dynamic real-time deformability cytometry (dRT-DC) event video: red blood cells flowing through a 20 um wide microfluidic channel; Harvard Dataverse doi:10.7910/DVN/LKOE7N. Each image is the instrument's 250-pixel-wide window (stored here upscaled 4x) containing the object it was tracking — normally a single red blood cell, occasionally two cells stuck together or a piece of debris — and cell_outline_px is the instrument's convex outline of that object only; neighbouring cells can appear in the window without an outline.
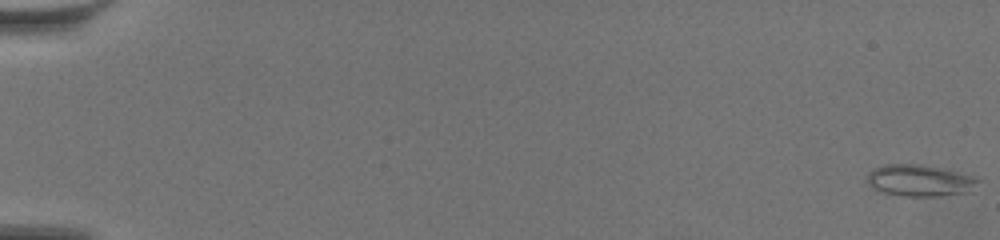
{"species": "common noctule bat (a hibernating species)", "species_latin": "Nyctalus noctula", "temperature_condition": "warm", "stored_images_in_passage": 61, "camera_frame_rate_fps": 3000, "um_per_image_px": 0.085, "animal": {"sex": "female", "body_mass_g": 19.5, "forearm_length_mm": 54.1}, "frame": {"image": 1, "passage_image": 1, "time_ms": 0.0, "image_size_px": [1000, 240], "cell_outline_px": [[980, 180], [968, 192], [940, 196], [904, 196], [884, 192], [872, 188], [864, 180], [868, 172], [872, 168], [884, 164], [916, 164], [936, 168], [972, 176]], "centroid_in_image_um": [78.06, 15.35], "position_along_channel_um": 6.9, "area_um2": 20.17}}
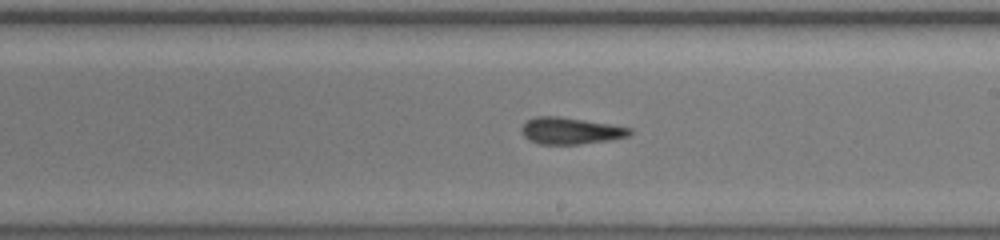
{"frame": {"image": 2, "passage_image": 38, "time_ms": 12.333, "image_size_px": [1000, 240], "cell_outline_px": [[632, 132], [628, 136], [608, 140], [580, 144], [540, 144], [528, 140], [520, 132], [520, 128], [528, 120], [536, 116], [556, 116], [584, 120], [632, 128]], "centroid_in_image_um": [48.45, 11.12], "position_along_channel_um": 240.5, "area_um2": 16.7}}
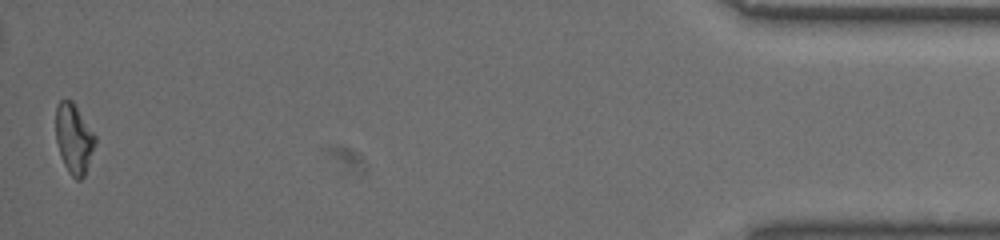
{"frame": {"image": 3, "passage_image": 61, "time_ms": 20.0, "image_size_px": [1000, 240], "cell_outline_px": [[96, 144], [84, 176], [80, 180], [76, 180], [68, 172], [60, 156], [56, 140], [56, 104], [60, 100], [72, 100], [96, 136]], "centroid_in_image_um": [6.28, 11.79], "position_along_channel_um": 428.9, "area_um2": 16.07}, "authors_computed_cell_mechanics": {"area_um2": 16.9932, "velocity_mm_per_s": 3.5311, "shape_relaxation_time_tau1_ms": null, "shape_relaxation_time_tau2_ms": 2.2582, "deformation_change_tau1": null, "deformation_change_tau2": 0.1252}}